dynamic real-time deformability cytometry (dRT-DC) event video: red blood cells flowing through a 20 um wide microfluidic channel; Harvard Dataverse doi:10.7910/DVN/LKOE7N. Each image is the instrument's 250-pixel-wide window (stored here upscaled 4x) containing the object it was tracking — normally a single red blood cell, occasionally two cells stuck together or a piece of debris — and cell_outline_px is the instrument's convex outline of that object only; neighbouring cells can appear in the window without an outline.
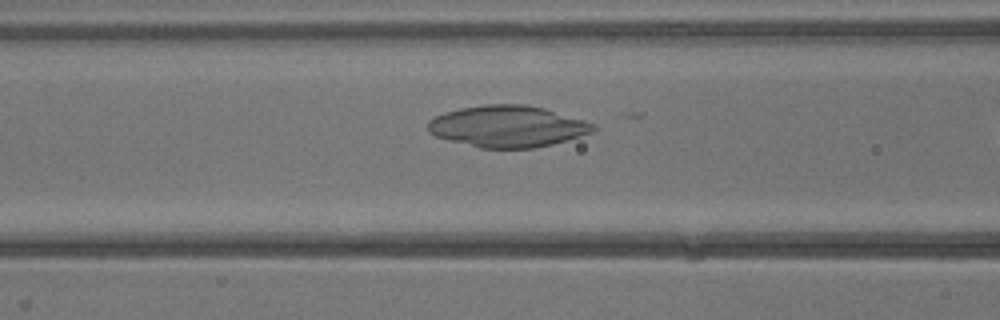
{"species": "common noctule bat (a hibernating species)", "species_latin": "Nyctalus noctula", "temperature_condition": "warm", "stored_images_in_passage": 6, "camera_frame_rate_fps": 3000, "um_per_image_px": 0.085, "animal": {"sex": "male", "body_mass_g": 13.3}, "frame": {"image": 1, "passage_image": 4, "time_ms": 1.0, "image_size_px": [1000, 320], "cell_outline_px": [[596, 128], [592, 132], [580, 136], [552, 144], [536, 148], [480, 148], [448, 140], [436, 136], [428, 132], [428, 120], [444, 112], [460, 108], [484, 104], [524, 104], [544, 108], [584, 120], [596, 124]], "centroid_in_image_um": [43.13, 10.74], "position_along_channel_um": 123.5, "area_um2": 40.06}}